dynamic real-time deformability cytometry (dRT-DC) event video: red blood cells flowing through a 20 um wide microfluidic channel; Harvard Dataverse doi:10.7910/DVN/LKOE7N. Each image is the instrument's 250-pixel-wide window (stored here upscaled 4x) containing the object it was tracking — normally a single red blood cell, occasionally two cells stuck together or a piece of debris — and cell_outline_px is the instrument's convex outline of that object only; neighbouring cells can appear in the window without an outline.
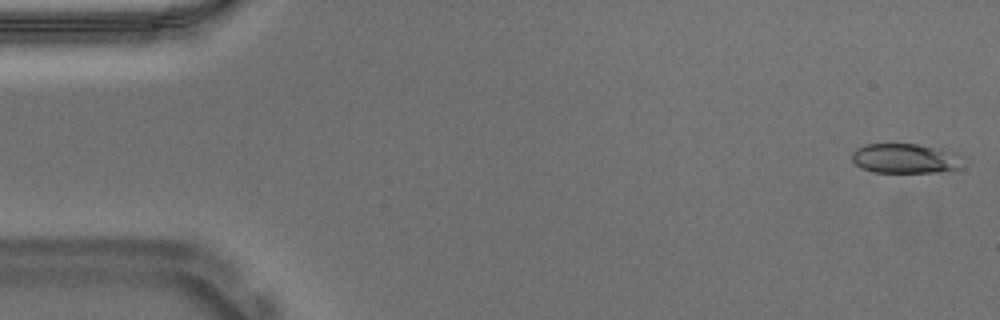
{"species": "Egyptian fruit bat (a non-hibernating species)", "species_latin": "Rousettus aegyptiacus", "temperature_condition": "warm", "stored_images_in_passage": 51, "camera_frame_rate_fps": 3000, "um_per_image_px": 0.085, "animal": {"sex": "male"}, "frame": {"image": 1, "passage_image": 1, "time_ms": 0.0, "image_size_px": [1000, 320], "cell_outline_px": [[964, 156], [960, 168], [940, 172], [872, 172], [860, 168], [852, 160], [852, 152], [856, 148], [864, 144], [916, 144], [956, 152]], "centroid_in_image_um": [76.95, 13.47], "position_along_channel_um": 8.0, "area_um2": 19.42}}
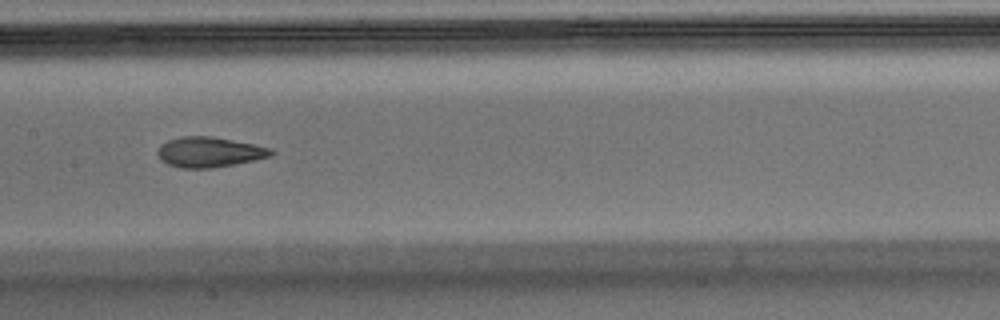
{"frame": {"image": 2, "passage_image": 26, "time_ms": 8.333, "image_size_px": [1000, 320], "cell_outline_px": [[276, 152], [272, 156], [256, 160], [212, 168], [180, 168], [168, 164], [160, 160], [156, 152], [160, 144], [168, 140], [180, 136], [212, 136], [256, 144], [272, 148]], "centroid_in_image_um": [17.81, 12.92], "position_along_channel_um": 189.6, "area_um2": 20.35}}
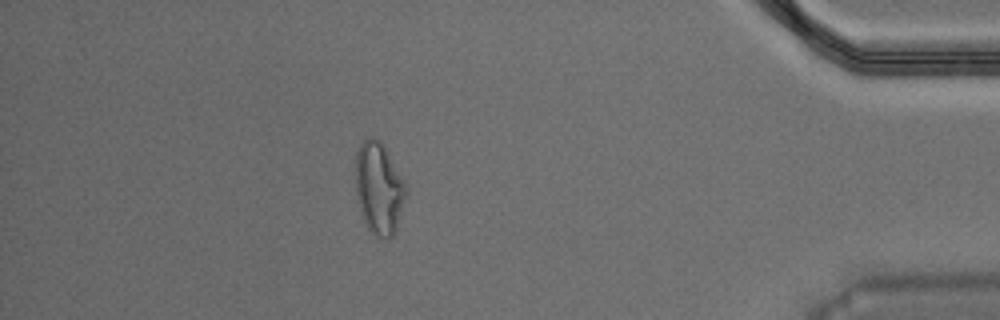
{"frame": {"image": 3, "passage_image": 47, "time_ms": 15.333, "image_size_px": [1000, 320], "cell_outline_px": [[408, 192], [396, 228], [392, 236], [388, 240], [372, 232], [368, 228], [360, 212], [356, 196], [356, 152], [360, 144], [368, 136], [372, 136], [384, 148], [404, 180], [408, 188]], "centroid_in_image_um": [32.21, 16.02], "position_along_channel_um": 403.0, "area_um2": 26.7}}